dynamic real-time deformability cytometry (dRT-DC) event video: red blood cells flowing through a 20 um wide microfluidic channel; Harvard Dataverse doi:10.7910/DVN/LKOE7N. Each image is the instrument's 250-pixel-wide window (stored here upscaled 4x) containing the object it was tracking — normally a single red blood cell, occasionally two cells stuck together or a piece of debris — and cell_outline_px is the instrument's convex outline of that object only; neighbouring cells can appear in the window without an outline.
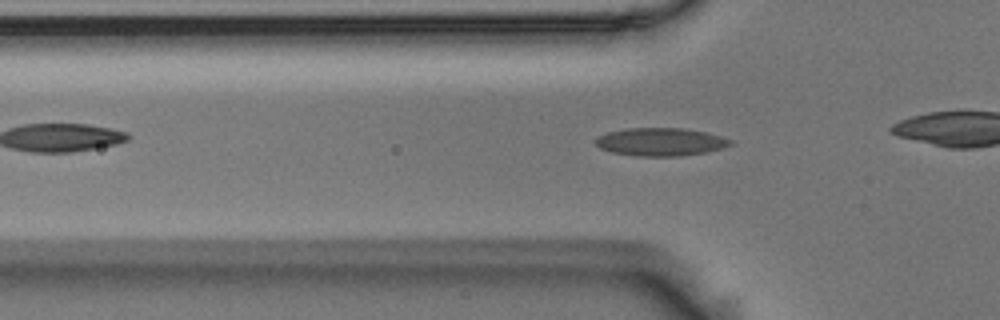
{"species": "Egyptian fruit bat (a non-hibernating species)", "species_latin": "Rousettus aegyptiacus", "temperature_condition": "room temperature", "stored_images_in_passage": 42, "camera_frame_rate_fps": 3000, "um_per_image_px": 0.085, "animal": {"sex": "male"}, "frame": {"image": 1, "passage_image": 16, "time_ms": 5.0, "image_size_px": [1000, 320], "cell_outline_px": [[732, 144], [724, 148], [704, 152], [680, 156], [636, 156], [612, 152], [600, 148], [596, 144], [596, 140], [600, 136], [608, 132], [628, 128], [684, 128], [704, 132], [720, 136], [732, 140]], "centroid_in_image_um": [56.16, 12.06], "position_along_channel_um": 69.6, "area_um2": 21.79}}
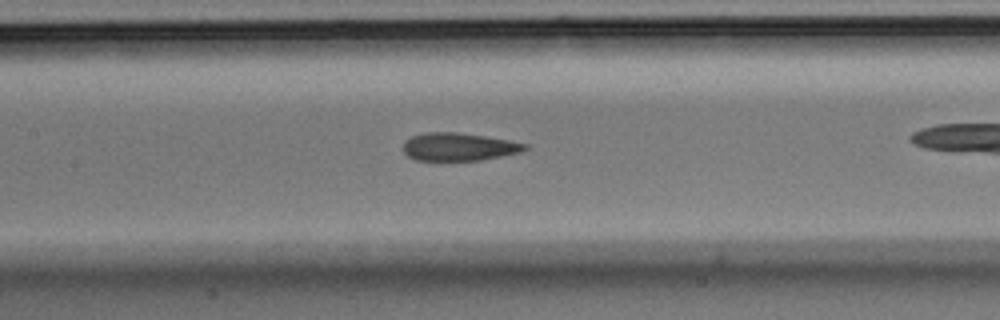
{"frame": {"image": 2, "passage_image": 24, "time_ms": 7.667, "image_size_px": [1000, 320], "cell_outline_px": [[528, 148], [520, 152], [480, 160], [416, 160], [408, 156], [404, 152], [404, 140], [412, 136], [424, 132], [456, 132], [484, 136], [508, 140], [528, 144]], "centroid_in_image_um": [38.97, 12.47], "position_along_channel_um": 168.4, "area_um2": 19.65}}
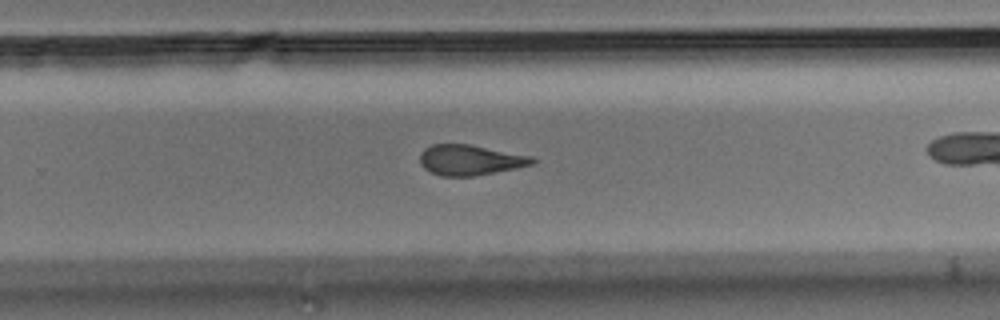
{"frame": {"image": 3, "passage_image": 34, "time_ms": 11.0, "image_size_px": [1000, 320], "cell_outline_px": [[536, 160], [532, 164], [472, 176], [440, 176], [424, 168], [420, 164], [420, 152], [424, 148], [432, 144], [468, 144], [532, 156]], "centroid_in_image_um": [39.89, 13.59], "position_along_channel_um": 289.9, "area_um2": 19.59}}